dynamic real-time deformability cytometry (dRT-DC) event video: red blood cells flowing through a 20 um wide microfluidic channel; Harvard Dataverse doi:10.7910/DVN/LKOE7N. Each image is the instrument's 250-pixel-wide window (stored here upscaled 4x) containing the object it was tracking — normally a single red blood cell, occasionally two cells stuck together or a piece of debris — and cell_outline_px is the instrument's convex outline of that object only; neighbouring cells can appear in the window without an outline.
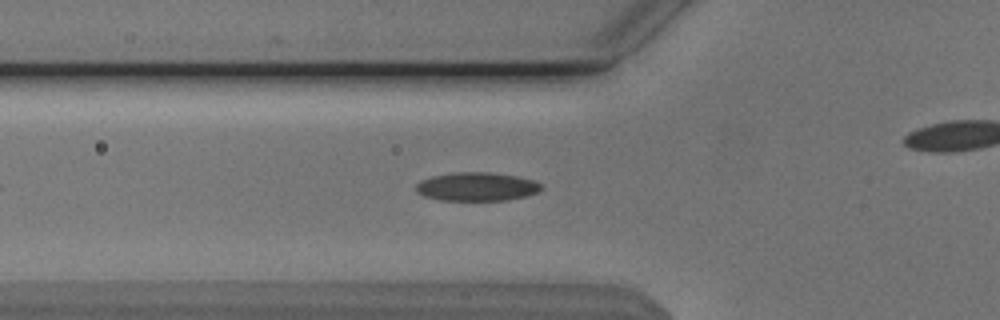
{"species": "Egyptian fruit bat (a non-hibernating species)", "species_latin": "Rousettus aegyptiacus", "temperature_condition": "cold", "stored_images_in_passage": 36, "camera_frame_rate_fps": 3000, "um_per_image_px": 0.085, "animal": {"sex": "male"}, "frame": {"image": 1, "passage_image": 9, "time_ms": 2.667, "image_size_px": [1000, 320], "cell_outline_px": [[544, 188], [540, 192], [528, 196], [508, 200], [440, 200], [424, 196], [416, 192], [416, 184], [420, 180], [432, 176], [452, 172], [488, 172], [516, 176], [532, 180], [540, 184]], "centroid_in_image_um": [40.53, 15.87], "position_along_channel_um": 85.3, "area_um2": 21.04}}
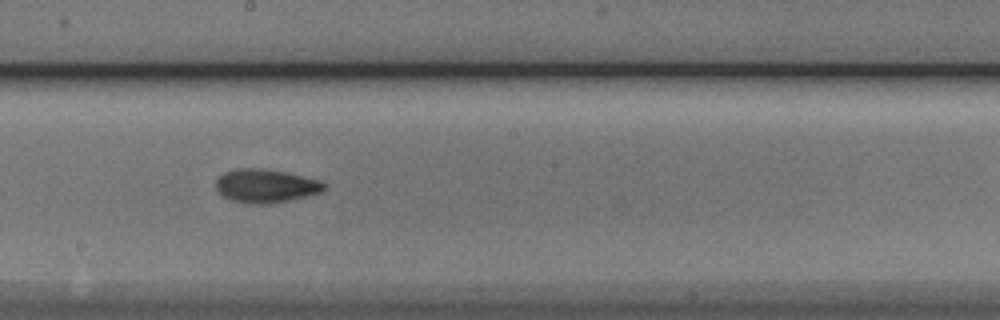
{"frame": {"image": 2, "passage_image": 20, "time_ms": 6.333, "image_size_px": [1000, 320], "cell_outline_px": [[324, 188], [320, 192], [288, 200], [268, 204], [248, 204], [228, 200], [216, 188], [216, 180], [224, 172], [240, 168], [260, 168], [284, 172], [320, 180], [324, 184]], "centroid_in_image_um": [22.53, 15.8], "position_along_channel_um": 225.7, "area_um2": 20.87}}
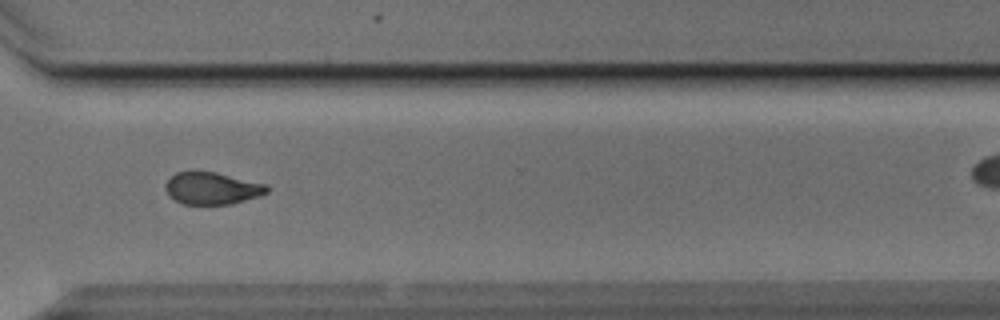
{"frame": {"image": 3, "passage_image": 30, "time_ms": 9.667, "image_size_px": [1000, 320], "cell_outline_px": [[268, 192], [232, 204], [184, 204], [168, 196], [164, 188], [164, 184], [176, 172], [216, 172], [264, 184], [268, 188]], "centroid_in_image_um": [17.96, 16.01], "position_along_channel_um": 352.6, "area_um2": 18.67}}